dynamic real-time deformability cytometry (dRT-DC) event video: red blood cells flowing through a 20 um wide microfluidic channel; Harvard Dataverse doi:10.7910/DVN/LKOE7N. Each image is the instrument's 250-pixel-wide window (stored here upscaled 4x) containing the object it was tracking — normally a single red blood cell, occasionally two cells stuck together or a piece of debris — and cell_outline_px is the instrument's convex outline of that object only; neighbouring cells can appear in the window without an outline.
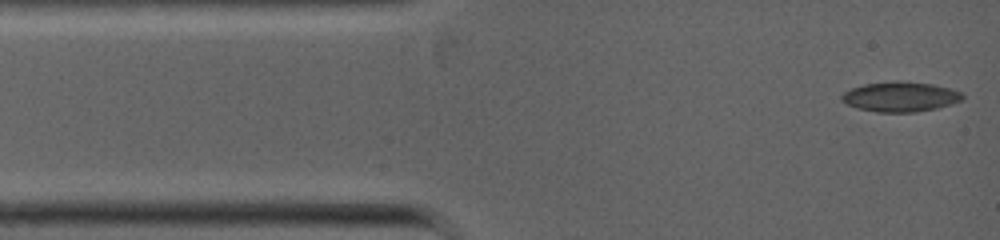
{"species": "common noctule bat (a hibernating species)", "species_latin": "Nyctalus noctula", "temperature_condition": "warm", "stored_images_in_passage": 51, "camera_frame_rate_fps": 5000, "um_per_image_px": 0.085, "animal": {"sex": "female", "body_mass_g": 19.0, "forearm_length_mm": 53.3}, "frame": {"image": 1, "passage_image": 1, "time_ms": 0.0, "image_size_px": [1000, 240], "cell_outline_px": [[964, 100], [952, 104], [936, 108], [916, 112], [876, 112], [856, 108], [840, 100], [840, 96], [844, 92], [852, 88], [864, 84], [896, 80], [900, 80], [932, 84], [948, 88], [960, 92], [964, 96]], "centroid_in_image_um": [76.52, 8.22], "position_along_channel_um": 8.5, "area_um2": 21.21}}
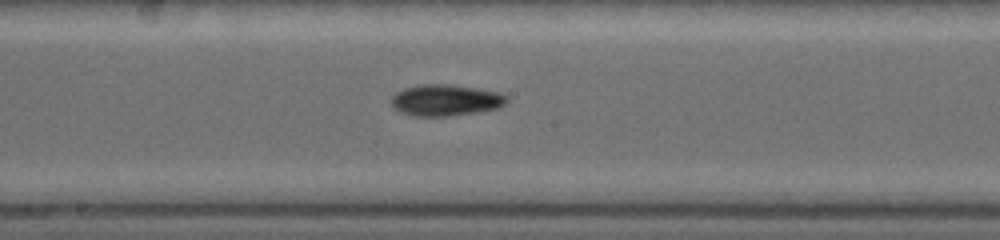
{"frame": {"image": 2, "passage_image": 22, "time_ms": 5.2, "image_size_px": [1000, 240], "cell_outline_px": [[508, 104], [496, 108], [448, 116], [416, 116], [400, 112], [388, 100], [396, 92], [404, 88], [424, 84], [448, 84], [476, 88], [500, 92], [508, 96]], "centroid_in_image_um": [37.88, 8.5], "position_along_channel_um": 210.3, "area_um2": 21.04}}
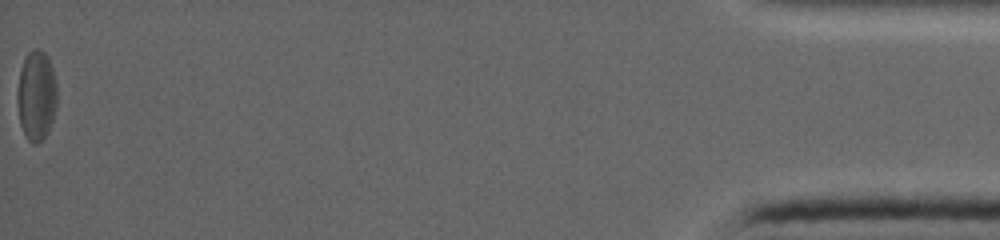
{"frame": {"image": 3, "passage_image": 51, "time_ms": 12.4, "image_size_px": [1000, 240], "cell_outline_px": [[56, 108], [48, 132], [36, 144], [32, 144], [28, 140], [20, 124], [16, 104], [16, 96], [20, 68], [28, 52], [32, 48], [40, 48], [48, 56], [56, 80]], "centroid_in_image_um": [3.07, 8.09], "position_along_channel_um": 432.1, "area_um2": 21.1}}